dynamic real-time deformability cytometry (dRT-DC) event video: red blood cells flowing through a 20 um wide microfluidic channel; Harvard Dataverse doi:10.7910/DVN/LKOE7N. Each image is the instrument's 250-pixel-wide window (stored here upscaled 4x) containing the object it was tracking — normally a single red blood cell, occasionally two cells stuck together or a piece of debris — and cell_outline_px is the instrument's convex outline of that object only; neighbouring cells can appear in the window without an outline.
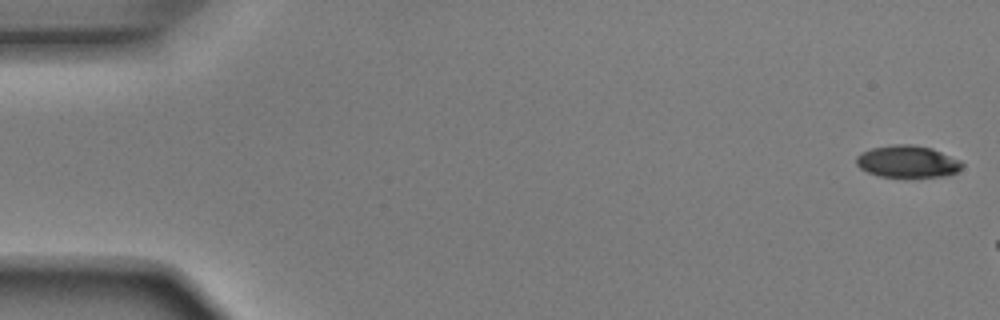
{"species": "Egyptian fruit bat (a non-hibernating species)", "species_latin": "Rousettus aegyptiacus", "temperature_condition": "room temperature", "stored_images_in_passage": 7, "camera_frame_rate_fps": 3000, "um_per_image_px": 0.085, "animal": {"sex": "male"}, "frame": {"image": 1, "passage_image": 1, "time_ms": 0.0, "image_size_px": [1000, 320], "cell_outline_px": [[964, 164], [956, 172], [948, 176], [880, 176], [868, 172], [860, 168], [856, 164], [856, 156], [860, 152], [872, 148], [892, 144], [912, 144], [932, 148], [960, 160]], "centroid_in_image_um": [77.12, 13.71], "position_along_channel_um": 7.9, "area_um2": 19.65}}